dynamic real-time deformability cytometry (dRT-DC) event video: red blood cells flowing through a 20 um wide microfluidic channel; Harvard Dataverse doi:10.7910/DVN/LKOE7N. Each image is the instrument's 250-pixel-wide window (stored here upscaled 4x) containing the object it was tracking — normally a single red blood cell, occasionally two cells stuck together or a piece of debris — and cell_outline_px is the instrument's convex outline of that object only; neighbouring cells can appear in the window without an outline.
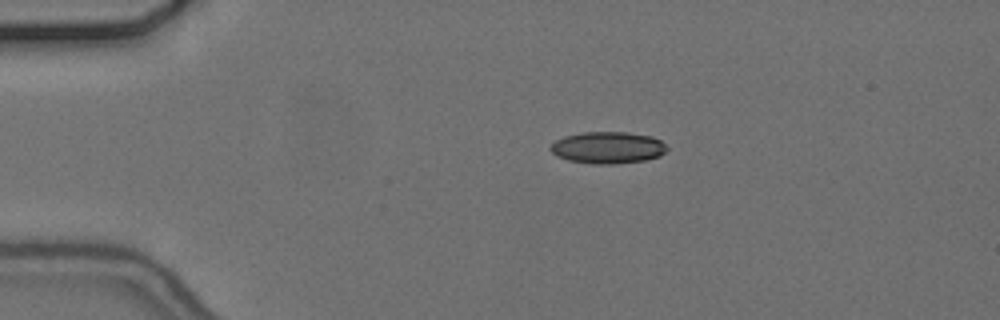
{"species": "common noctule bat (a hibernating species)", "species_latin": "Nyctalus noctula", "temperature_condition": "cold", "stored_images_in_passage": 43, "segment_of_instrument_passage": [1, 2], "camera_frame_rate_fps": 3000, "um_per_image_px": 0.085, "animal": {"sex": "female", "body_mass_g": 24.6, "forearm_length_mm": 56.2}, "frame": {"image": 1, "passage_image": 1, "time_ms": 0.0, "image_size_px": [1000, 320], "cell_outline_px": [[668, 148], [660, 156], [644, 160], [616, 164], [592, 164], [568, 160], [556, 156], [548, 148], [556, 140], [564, 136], [584, 132], [628, 132], [652, 136], [660, 140]], "centroid_in_image_um": [51.65, 12.55], "position_along_channel_um": 33.4, "area_um2": 21.68}}
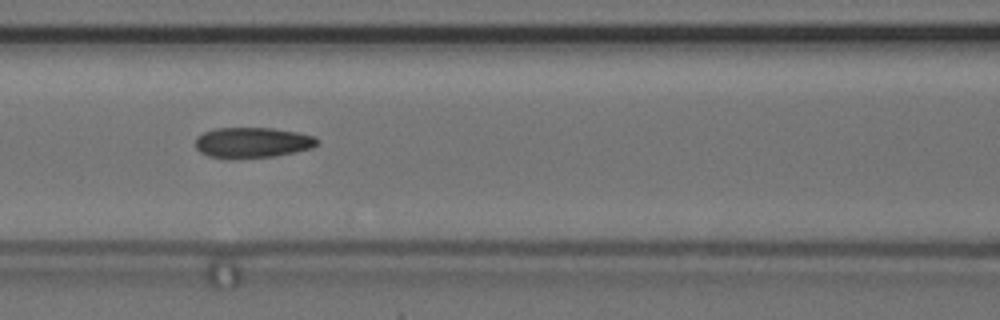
{"frame": {"image": 2, "passage_image": 14, "time_ms": 4.333, "image_size_px": [1000, 320], "cell_outline_px": [[320, 140], [312, 148], [296, 152], [276, 156], [228, 160], [208, 156], [200, 152], [196, 148], [196, 136], [204, 132], [216, 128], [272, 128], [296, 132], [316, 136]], "centroid_in_image_um": [21.44, 12.14], "position_along_channel_um": 145.2, "area_um2": 22.08}}
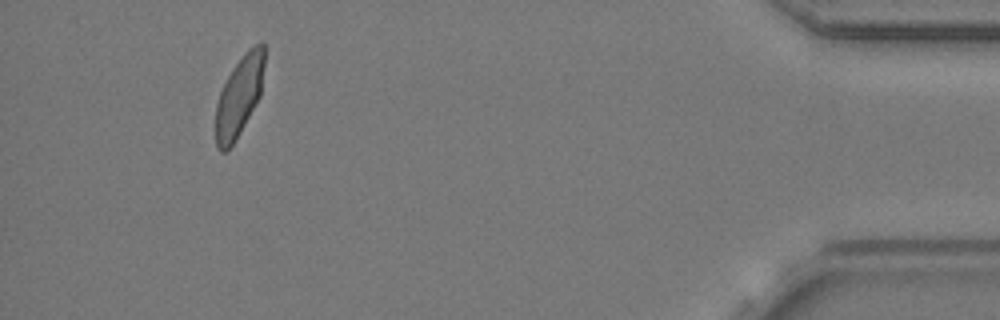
{"frame": {"image": 3, "passage_image": 38, "time_ms": 12.333, "image_size_px": [1000, 320], "cell_outline_px": [[264, 64], [260, 96], [232, 144], [224, 152], [220, 152], [216, 148], [216, 104], [220, 92], [232, 68], [244, 52], [248, 48], [260, 40], [264, 44]], "centroid_in_image_um": [20.33, 8.11], "position_along_channel_um": 414.9, "area_um2": 22.43}}